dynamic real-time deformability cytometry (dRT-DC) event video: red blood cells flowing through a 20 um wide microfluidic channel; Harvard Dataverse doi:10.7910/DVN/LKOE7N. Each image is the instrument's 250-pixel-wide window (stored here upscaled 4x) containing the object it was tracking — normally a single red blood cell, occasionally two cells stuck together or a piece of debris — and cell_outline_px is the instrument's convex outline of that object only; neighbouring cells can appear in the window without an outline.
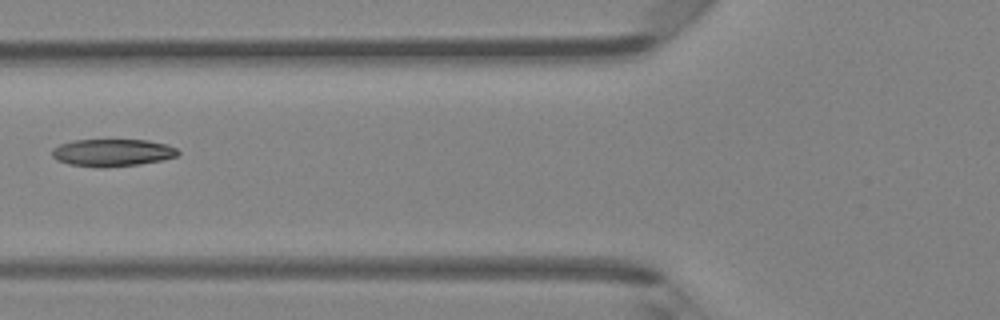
{"species": "Egyptian fruit bat (a non-hibernating species)", "species_latin": "Rousettus aegyptiacus", "temperature_condition": "room temperature", "stored_images_in_passage": 3, "camera_frame_rate_fps": 3000, "um_per_image_px": 0.085, "animal": {"sex": "female"}, "frame": {"image": 1, "passage_image": 3, "time_ms": 0.667, "image_size_px": [1000, 320], "cell_outline_px": [[180, 152], [176, 156], [160, 160], [140, 164], [104, 168], [96, 168], [68, 164], [56, 160], [52, 156], [52, 148], [60, 144], [72, 140], [148, 140], [168, 144], [176, 148]], "centroid_in_image_um": [9.52, 12.98], "position_along_channel_um": 116.3, "area_um2": 20.29}}